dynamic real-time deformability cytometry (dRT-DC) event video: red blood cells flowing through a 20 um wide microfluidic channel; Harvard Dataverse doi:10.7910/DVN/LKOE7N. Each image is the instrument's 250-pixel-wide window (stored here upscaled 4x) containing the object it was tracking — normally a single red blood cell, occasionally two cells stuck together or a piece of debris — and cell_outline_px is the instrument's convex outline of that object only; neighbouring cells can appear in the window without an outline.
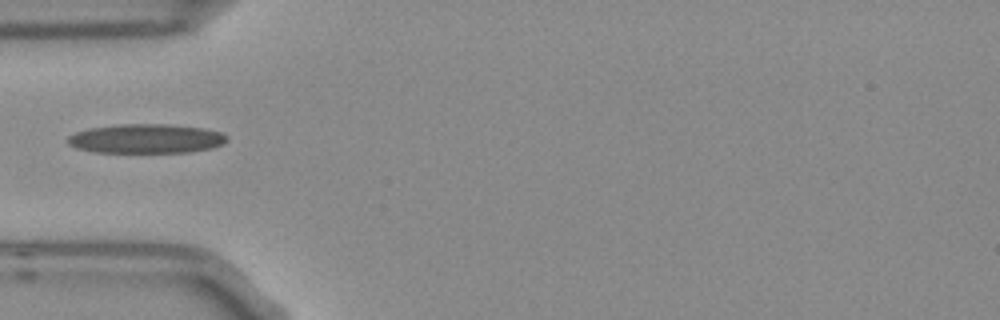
{"species": "Egyptian fruit bat (a non-hibernating species)", "species_latin": "Rousettus aegyptiacus", "temperature_condition": "room temperature", "stored_images_in_passage": 2, "camera_frame_rate_fps": 3000, "um_per_image_px": 0.085, "frame": {"image": 1, "passage_image": 1, "time_ms": 0.0, "image_size_px": [1000, 320], "cell_outline_px": [[228, 140], [212, 148], [188, 152], [92, 152], [76, 148], [68, 144], [64, 140], [68, 136], [76, 132], [88, 128], [116, 124], [168, 124], [204, 128], [220, 132], [228, 136]], "centroid_in_image_um": [12.37, 11.78], "position_along_channel_um": 72.6, "area_um2": 27.34}}
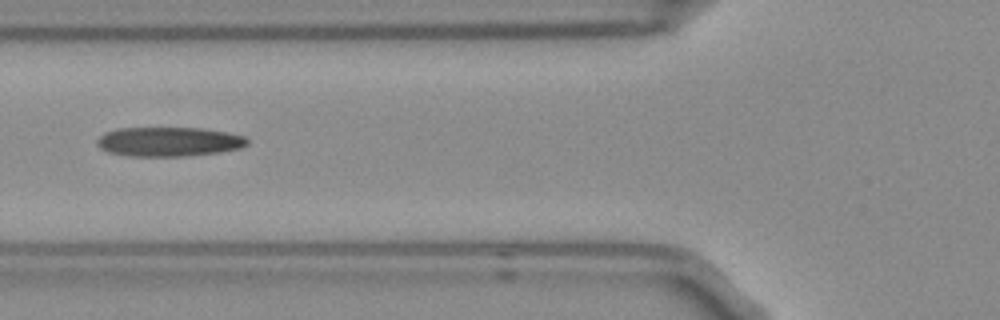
{"frame": {"image": 2, "passage_image": 2, "time_ms": 0.333, "image_size_px": [1000, 320], "cell_outline_px": [[248, 144], [240, 148], [220, 152], [188, 156], [132, 156], [108, 152], [100, 148], [96, 144], [96, 140], [104, 132], [116, 128], [200, 128], [224, 132], [244, 136], [248, 140]], "centroid_in_image_um": [14.31, 12.04], "position_along_channel_um": 111.5, "area_um2": 25.72}}